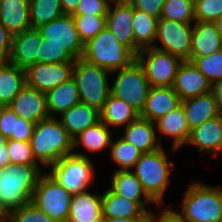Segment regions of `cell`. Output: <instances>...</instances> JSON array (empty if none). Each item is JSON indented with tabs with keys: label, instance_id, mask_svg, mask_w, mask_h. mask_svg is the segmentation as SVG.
Segmentation results:
<instances>
[{
	"label": "cell",
	"instance_id": "1",
	"mask_svg": "<svg viewBox=\"0 0 222 222\" xmlns=\"http://www.w3.org/2000/svg\"><path fill=\"white\" fill-rule=\"evenodd\" d=\"M167 146L168 148L165 145L155 151L142 153L131 170L141 182L147 196L156 205H165V194L171 186L172 173L177 168L170 158L179 150Z\"/></svg>",
	"mask_w": 222,
	"mask_h": 222
},
{
	"label": "cell",
	"instance_id": "2",
	"mask_svg": "<svg viewBox=\"0 0 222 222\" xmlns=\"http://www.w3.org/2000/svg\"><path fill=\"white\" fill-rule=\"evenodd\" d=\"M41 165L8 164L0 168V207L7 215L31 202L40 175Z\"/></svg>",
	"mask_w": 222,
	"mask_h": 222
},
{
	"label": "cell",
	"instance_id": "3",
	"mask_svg": "<svg viewBox=\"0 0 222 222\" xmlns=\"http://www.w3.org/2000/svg\"><path fill=\"white\" fill-rule=\"evenodd\" d=\"M29 142L36 161L46 171L63 157L73 154V139L56 117L36 123Z\"/></svg>",
	"mask_w": 222,
	"mask_h": 222
},
{
	"label": "cell",
	"instance_id": "4",
	"mask_svg": "<svg viewBox=\"0 0 222 222\" xmlns=\"http://www.w3.org/2000/svg\"><path fill=\"white\" fill-rule=\"evenodd\" d=\"M176 211L186 222H222V187L193 181L186 186Z\"/></svg>",
	"mask_w": 222,
	"mask_h": 222
},
{
	"label": "cell",
	"instance_id": "5",
	"mask_svg": "<svg viewBox=\"0 0 222 222\" xmlns=\"http://www.w3.org/2000/svg\"><path fill=\"white\" fill-rule=\"evenodd\" d=\"M81 59L112 72L129 66L136 60V56L105 26L92 40L84 44Z\"/></svg>",
	"mask_w": 222,
	"mask_h": 222
},
{
	"label": "cell",
	"instance_id": "6",
	"mask_svg": "<svg viewBox=\"0 0 222 222\" xmlns=\"http://www.w3.org/2000/svg\"><path fill=\"white\" fill-rule=\"evenodd\" d=\"M111 72L83 59H76L72 77L76 82L80 101L96 108L103 109L110 95Z\"/></svg>",
	"mask_w": 222,
	"mask_h": 222
},
{
	"label": "cell",
	"instance_id": "7",
	"mask_svg": "<svg viewBox=\"0 0 222 222\" xmlns=\"http://www.w3.org/2000/svg\"><path fill=\"white\" fill-rule=\"evenodd\" d=\"M111 75L115 77L110 81V94L123 100L140 114L151 87L142 65L136 59L129 66L112 71Z\"/></svg>",
	"mask_w": 222,
	"mask_h": 222
},
{
	"label": "cell",
	"instance_id": "8",
	"mask_svg": "<svg viewBox=\"0 0 222 222\" xmlns=\"http://www.w3.org/2000/svg\"><path fill=\"white\" fill-rule=\"evenodd\" d=\"M94 162L90 158L71 154L57 161L48 172L73 195L90 189V185L93 187L97 170Z\"/></svg>",
	"mask_w": 222,
	"mask_h": 222
},
{
	"label": "cell",
	"instance_id": "9",
	"mask_svg": "<svg viewBox=\"0 0 222 222\" xmlns=\"http://www.w3.org/2000/svg\"><path fill=\"white\" fill-rule=\"evenodd\" d=\"M72 194L48 172L37 181L31 202L57 222H67Z\"/></svg>",
	"mask_w": 222,
	"mask_h": 222
},
{
	"label": "cell",
	"instance_id": "10",
	"mask_svg": "<svg viewBox=\"0 0 222 222\" xmlns=\"http://www.w3.org/2000/svg\"><path fill=\"white\" fill-rule=\"evenodd\" d=\"M151 87H172L183 62L172 54L153 47L141 49L136 56Z\"/></svg>",
	"mask_w": 222,
	"mask_h": 222
},
{
	"label": "cell",
	"instance_id": "11",
	"mask_svg": "<svg viewBox=\"0 0 222 222\" xmlns=\"http://www.w3.org/2000/svg\"><path fill=\"white\" fill-rule=\"evenodd\" d=\"M192 34L193 24L160 18L153 48L168 52L182 61H189Z\"/></svg>",
	"mask_w": 222,
	"mask_h": 222
},
{
	"label": "cell",
	"instance_id": "12",
	"mask_svg": "<svg viewBox=\"0 0 222 222\" xmlns=\"http://www.w3.org/2000/svg\"><path fill=\"white\" fill-rule=\"evenodd\" d=\"M42 38L65 48L75 59L82 58L84 43L75 27L72 15L63 14L37 28Z\"/></svg>",
	"mask_w": 222,
	"mask_h": 222
},
{
	"label": "cell",
	"instance_id": "13",
	"mask_svg": "<svg viewBox=\"0 0 222 222\" xmlns=\"http://www.w3.org/2000/svg\"><path fill=\"white\" fill-rule=\"evenodd\" d=\"M75 62L36 63L25 69L26 86L46 93L72 78Z\"/></svg>",
	"mask_w": 222,
	"mask_h": 222
},
{
	"label": "cell",
	"instance_id": "14",
	"mask_svg": "<svg viewBox=\"0 0 222 222\" xmlns=\"http://www.w3.org/2000/svg\"><path fill=\"white\" fill-rule=\"evenodd\" d=\"M132 20L133 7L126 0L109 5L106 26L122 45L137 56L141 48L135 43Z\"/></svg>",
	"mask_w": 222,
	"mask_h": 222
},
{
	"label": "cell",
	"instance_id": "15",
	"mask_svg": "<svg viewBox=\"0 0 222 222\" xmlns=\"http://www.w3.org/2000/svg\"><path fill=\"white\" fill-rule=\"evenodd\" d=\"M156 206L153 201H133L115 194L108 186L102 192V216L112 218H148Z\"/></svg>",
	"mask_w": 222,
	"mask_h": 222
},
{
	"label": "cell",
	"instance_id": "16",
	"mask_svg": "<svg viewBox=\"0 0 222 222\" xmlns=\"http://www.w3.org/2000/svg\"><path fill=\"white\" fill-rule=\"evenodd\" d=\"M185 146H193L200 155L210 154V159L222 155V114L191 130Z\"/></svg>",
	"mask_w": 222,
	"mask_h": 222
},
{
	"label": "cell",
	"instance_id": "17",
	"mask_svg": "<svg viewBox=\"0 0 222 222\" xmlns=\"http://www.w3.org/2000/svg\"><path fill=\"white\" fill-rule=\"evenodd\" d=\"M154 123L158 140L162 146H164L163 138L165 139V137L172 140V145L169 147L179 151L187 144L191 131L181 104Z\"/></svg>",
	"mask_w": 222,
	"mask_h": 222
},
{
	"label": "cell",
	"instance_id": "18",
	"mask_svg": "<svg viewBox=\"0 0 222 222\" xmlns=\"http://www.w3.org/2000/svg\"><path fill=\"white\" fill-rule=\"evenodd\" d=\"M180 100L209 93L211 84L191 61H183L172 86Z\"/></svg>",
	"mask_w": 222,
	"mask_h": 222
},
{
	"label": "cell",
	"instance_id": "19",
	"mask_svg": "<svg viewBox=\"0 0 222 222\" xmlns=\"http://www.w3.org/2000/svg\"><path fill=\"white\" fill-rule=\"evenodd\" d=\"M115 132L101 120L73 139V154L93 159L90 155L109 150ZM83 147L82 151L79 150Z\"/></svg>",
	"mask_w": 222,
	"mask_h": 222
},
{
	"label": "cell",
	"instance_id": "20",
	"mask_svg": "<svg viewBox=\"0 0 222 222\" xmlns=\"http://www.w3.org/2000/svg\"><path fill=\"white\" fill-rule=\"evenodd\" d=\"M41 40L40 32L33 28L14 34L7 60L22 69L36 64Z\"/></svg>",
	"mask_w": 222,
	"mask_h": 222
},
{
	"label": "cell",
	"instance_id": "21",
	"mask_svg": "<svg viewBox=\"0 0 222 222\" xmlns=\"http://www.w3.org/2000/svg\"><path fill=\"white\" fill-rule=\"evenodd\" d=\"M18 117L38 123L49 117L45 93L25 86L8 105Z\"/></svg>",
	"mask_w": 222,
	"mask_h": 222
},
{
	"label": "cell",
	"instance_id": "22",
	"mask_svg": "<svg viewBox=\"0 0 222 222\" xmlns=\"http://www.w3.org/2000/svg\"><path fill=\"white\" fill-rule=\"evenodd\" d=\"M102 218V192L85 190L73 194L67 222H100Z\"/></svg>",
	"mask_w": 222,
	"mask_h": 222
},
{
	"label": "cell",
	"instance_id": "23",
	"mask_svg": "<svg viewBox=\"0 0 222 222\" xmlns=\"http://www.w3.org/2000/svg\"><path fill=\"white\" fill-rule=\"evenodd\" d=\"M180 104L185 112L190 131L222 114L211 92L182 100Z\"/></svg>",
	"mask_w": 222,
	"mask_h": 222
},
{
	"label": "cell",
	"instance_id": "24",
	"mask_svg": "<svg viewBox=\"0 0 222 222\" xmlns=\"http://www.w3.org/2000/svg\"><path fill=\"white\" fill-rule=\"evenodd\" d=\"M181 103L172 87H150L140 117L155 122L177 108Z\"/></svg>",
	"mask_w": 222,
	"mask_h": 222
},
{
	"label": "cell",
	"instance_id": "25",
	"mask_svg": "<svg viewBox=\"0 0 222 222\" xmlns=\"http://www.w3.org/2000/svg\"><path fill=\"white\" fill-rule=\"evenodd\" d=\"M120 135L124 140L137 147L142 153H149L162 147L160 144L155 123L148 119L138 117L133 122L123 127Z\"/></svg>",
	"mask_w": 222,
	"mask_h": 222
},
{
	"label": "cell",
	"instance_id": "26",
	"mask_svg": "<svg viewBox=\"0 0 222 222\" xmlns=\"http://www.w3.org/2000/svg\"><path fill=\"white\" fill-rule=\"evenodd\" d=\"M222 49V38L214 22L193 23L190 58L214 54Z\"/></svg>",
	"mask_w": 222,
	"mask_h": 222
},
{
	"label": "cell",
	"instance_id": "27",
	"mask_svg": "<svg viewBox=\"0 0 222 222\" xmlns=\"http://www.w3.org/2000/svg\"><path fill=\"white\" fill-rule=\"evenodd\" d=\"M57 118L69 136L74 139L88 127L100 121V112L94 107L79 102Z\"/></svg>",
	"mask_w": 222,
	"mask_h": 222
},
{
	"label": "cell",
	"instance_id": "28",
	"mask_svg": "<svg viewBox=\"0 0 222 222\" xmlns=\"http://www.w3.org/2000/svg\"><path fill=\"white\" fill-rule=\"evenodd\" d=\"M0 22L13 35L30 29L29 0H0Z\"/></svg>",
	"mask_w": 222,
	"mask_h": 222
},
{
	"label": "cell",
	"instance_id": "29",
	"mask_svg": "<svg viewBox=\"0 0 222 222\" xmlns=\"http://www.w3.org/2000/svg\"><path fill=\"white\" fill-rule=\"evenodd\" d=\"M139 116L140 114L132 106L111 94L100 111V120L115 133H120L121 128L126 127Z\"/></svg>",
	"mask_w": 222,
	"mask_h": 222
},
{
	"label": "cell",
	"instance_id": "30",
	"mask_svg": "<svg viewBox=\"0 0 222 222\" xmlns=\"http://www.w3.org/2000/svg\"><path fill=\"white\" fill-rule=\"evenodd\" d=\"M49 117H58L72 106L81 102L75 80L68 81L45 93Z\"/></svg>",
	"mask_w": 222,
	"mask_h": 222
},
{
	"label": "cell",
	"instance_id": "31",
	"mask_svg": "<svg viewBox=\"0 0 222 222\" xmlns=\"http://www.w3.org/2000/svg\"><path fill=\"white\" fill-rule=\"evenodd\" d=\"M25 86V69L0 61V103L8 106Z\"/></svg>",
	"mask_w": 222,
	"mask_h": 222
},
{
	"label": "cell",
	"instance_id": "32",
	"mask_svg": "<svg viewBox=\"0 0 222 222\" xmlns=\"http://www.w3.org/2000/svg\"><path fill=\"white\" fill-rule=\"evenodd\" d=\"M107 185L115 194L133 201H152L131 170L113 171Z\"/></svg>",
	"mask_w": 222,
	"mask_h": 222
},
{
	"label": "cell",
	"instance_id": "33",
	"mask_svg": "<svg viewBox=\"0 0 222 222\" xmlns=\"http://www.w3.org/2000/svg\"><path fill=\"white\" fill-rule=\"evenodd\" d=\"M35 125L33 122L18 117L8 106H4L1 111L0 132L6 139L29 141L33 135Z\"/></svg>",
	"mask_w": 222,
	"mask_h": 222
},
{
	"label": "cell",
	"instance_id": "34",
	"mask_svg": "<svg viewBox=\"0 0 222 222\" xmlns=\"http://www.w3.org/2000/svg\"><path fill=\"white\" fill-rule=\"evenodd\" d=\"M109 152L110 156L108 157L116 164L115 167L118 166L113 171L132 170L142 155L137 147L116 133L112 138Z\"/></svg>",
	"mask_w": 222,
	"mask_h": 222
},
{
	"label": "cell",
	"instance_id": "35",
	"mask_svg": "<svg viewBox=\"0 0 222 222\" xmlns=\"http://www.w3.org/2000/svg\"><path fill=\"white\" fill-rule=\"evenodd\" d=\"M158 20L133 8V33L135 43L141 48L153 47Z\"/></svg>",
	"mask_w": 222,
	"mask_h": 222
},
{
	"label": "cell",
	"instance_id": "36",
	"mask_svg": "<svg viewBox=\"0 0 222 222\" xmlns=\"http://www.w3.org/2000/svg\"><path fill=\"white\" fill-rule=\"evenodd\" d=\"M63 14L60 0H29V17L33 29H37Z\"/></svg>",
	"mask_w": 222,
	"mask_h": 222
},
{
	"label": "cell",
	"instance_id": "37",
	"mask_svg": "<svg viewBox=\"0 0 222 222\" xmlns=\"http://www.w3.org/2000/svg\"><path fill=\"white\" fill-rule=\"evenodd\" d=\"M161 18L193 24L196 21L194 0H166L162 8Z\"/></svg>",
	"mask_w": 222,
	"mask_h": 222
},
{
	"label": "cell",
	"instance_id": "38",
	"mask_svg": "<svg viewBox=\"0 0 222 222\" xmlns=\"http://www.w3.org/2000/svg\"><path fill=\"white\" fill-rule=\"evenodd\" d=\"M82 42L92 40L106 26V15H72Z\"/></svg>",
	"mask_w": 222,
	"mask_h": 222
},
{
	"label": "cell",
	"instance_id": "39",
	"mask_svg": "<svg viewBox=\"0 0 222 222\" xmlns=\"http://www.w3.org/2000/svg\"><path fill=\"white\" fill-rule=\"evenodd\" d=\"M189 61L197 67L210 84L222 79V49L208 56L190 58Z\"/></svg>",
	"mask_w": 222,
	"mask_h": 222
},
{
	"label": "cell",
	"instance_id": "40",
	"mask_svg": "<svg viewBox=\"0 0 222 222\" xmlns=\"http://www.w3.org/2000/svg\"><path fill=\"white\" fill-rule=\"evenodd\" d=\"M75 61L76 59L65 48L56 43L48 42L46 38H42L37 63L54 64Z\"/></svg>",
	"mask_w": 222,
	"mask_h": 222
},
{
	"label": "cell",
	"instance_id": "41",
	"mask_svg": "<svg viewBox=\"0 0 222 222\" xmlns=\"http://www.w3.org/2000/svg\"><path fill=\"white\" fill-rule=\"evenodd\" d=\"M6 145L11 164L40 165L33 155L29 141L7 139Z\"/></svg>",
	"mask_w": 222,
	"mask_h": 222
},
{
	"label": "cell",
	"instance_id": "42",
	"mask_svg": "<svg viewBox=\"0 0 222 222\" xmlns=\"http://www.w3.org/2000/svg\"><path fill=\"white\" fill-rule=\"evenodd\" d=\"M6 222H57L43 211L39 210L32 202L9 212Z\"/></svg>",
	"mask_w": 222,
	"mask_h": 222
},
{
	"label": "cell",
	"instance_id": "43",
	"mask_svg": "<svg viewBox=\"0 0 222 222\" xmlns=\"http://www.w3.org/2000/svg\"><path fill=\"white\" fill-rule=\"evenodd\" d=\"M195 20L214 22L222 15V0H194Z\"/></svg>",
	"mask_w": 222,
	"mask_h": 222
},
{
	"label": "cell",
	"instance_id": "44",
	"mask_svg": "<svg viewBox=\"0 0 222 222\" xmlns=\"http://www.w3.org/2000/svg\"><path fill=\"white\" fill-rule=\"evenodd\" d=\"M149 213L148 222H186L183 217L169 205H156Z\"/></svg>",
	"mask_w": 222,
	"mask_h": 222
},
{
	"label": "cell",
	"instance_id": "45",
	"mask_svg": "<svg viewBox=\"0 0 222 222\" xmlns=\"http://www.w3.org/2000/svg\"><path fill=\"white\" fill-rule=\"evenodd\" d=\"M108 7L103 0H81L73 15H107Z\"/></svg>",
	"mask_w": 222,
	"mask_h": 222
},
{
	"label": "cell",
	"instance_id": "46",
	"mask_svg": "<svg viewBox=\"0 0 222 222\" xmlns=\"http://www.w3.org/2000/svg\"><path fill=\"white\" fill-rule=\"evenodd\" d=\"M134 9L141 10L147 15L159 20L166 0H126Z\"/></svg>",
	"mask_w": 222,
	"mask_h": 222
},
{
	"label": "cell",
	"instance_id": "47",
	"mask_svg": "<svg viewBox=\"0 0 222 222\" xmlns=\"http://www.w3.org/2000/svg\"><path fill=\"white\" fill-rule=\"evenodd\" d=\"M13 34L0 22V61H6L10 54Z\"/></svg>",
	"mask_w": 222,
	"mask_h": 222
},
{
	"label": "cell",
	"instance_id": "48",
	"mask_svg": "<svg viewBox=\"0 0 222 222\" xmlns=\"http://www.w3.org/2000/svg\"><path fill=\"white\" fill-rule=\"evenodd\" d=\"M6 143V137L0 132V168L11 164Z\"/></svg>",
	"mask_w": 222,
	"mask_h": 222
},
{
	"label": "cell",
	"instance_id": "49",
	"mask_svg": "<svg viewBox=\"0 0 222 222\" xmlns=\"http://www.w3.org/2000/svg\"><path fill=\"white\" fill-rule=\"evenodd\" d=\"M81 0H60L64 14L73 15Z\"/></svg>",
	"mask_w": 222,
	"mask_h": 222
},
{
	"label": "cell",
	"instance_id": "50",
	"mask_svg": "<svg viewBox=\"0 0 222 222\" xmlns=\"http://www.w3.org/2000/svg\"><path fill=\"white\" fill-rule=\"evenodd\" d=\"M210 92L217 100L219 107L222 111V79L215 81L214 83L211 84Z\"/></svg>",
	"mask_w": 222,
	"mask_h": 222
},
{
	"label": "cell",
	"instance_id": "51",
	"mask_svg": "<svg viewBox=\"0 0 222 222\" xmlns=\"http://www.w3.org/2000/svg\"><path fill=\"white\" fill-rule=\"evenodd\" d=\"M101 222H148V218H112L107 216H102Z\"/></svg>",
	"mask_w": 222,
	"mask_h": 222
},
{
	"label": "cell",
	"instance_id": "52",
	"mask_svg": "<svg viewBox=\"0 0 222 222\" xmlns=\"http://www.w3.org/2000/svg\"><path fill=\"white\" fill-rule=\"evenodd\" d=\"M214 23L216 24L217 26V32L219 33V35L221 36L222 38V15L219 16L215 21Z\"/></svg>",
	"mask_w": 222,
	"mask_h": 222
},
{
	"label": "cell",
	"instance_id": "53",
	"mask_svg": "<svg viewBox=\"0 0 222 222\" xmlns=\"http://www.w3.org/2000/svg\"><path fill=\"white\" fill-rule=\"evenodd\" d=\"M0 222H6V214L3 212L1 207H0Z\"/></svg>",
	"mask_w": 222,
	"mask_h": 222
},
{
	"label": "cell",
	"instance_id": "54",
	"mask_svg": "<svg viewBox=\"0 0 222 222\" xmlns=\"http://www.w3.org/2000/svg\"><path fill=\"white\" fill-rule=\"evenodd\" d=\"M105 2H107L109 5H111L112 3L118 2L120 0H103Z\"/></svg>",
	"mask_w": 222,
	"mask_h": 222
},
{
	"label": "cell",
	"instance_id": "55",
	"mask_svg": "<svg viewBox=\"0 0 222 222\" xmlns=\"http://www.w3.org/2000/svg\"><path fill=\"white\" fill-rule=\"evenodd\" d=\"M3 108H4V105L0 103V114Z\"/></svg>",
	"mask_w": 222,
	"mask_h": 222
}]
</instances>
